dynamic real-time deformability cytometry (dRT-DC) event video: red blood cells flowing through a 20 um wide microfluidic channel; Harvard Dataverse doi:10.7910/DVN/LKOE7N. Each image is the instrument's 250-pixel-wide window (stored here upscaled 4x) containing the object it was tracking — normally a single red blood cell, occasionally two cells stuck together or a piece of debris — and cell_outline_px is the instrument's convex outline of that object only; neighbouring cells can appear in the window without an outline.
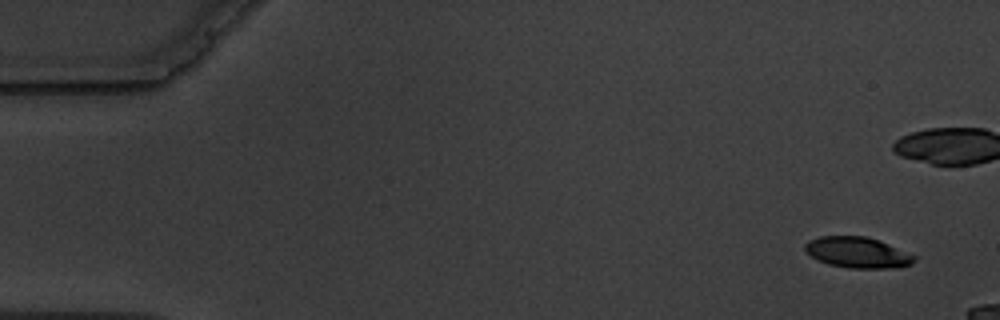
{"species": "common noctule bat (a hibernating species)", "species_latin": "Nyctalus noctula", "temperature_condition": "warm", "stored_images_in_passage": 4, "camera_frame_rate_fps": 3000, "um_per_image_px": 0.085, "animal": {"sex": "male", "body_mass_g": 19.5, "forearm_length_mm": 54.6}, "frame": {"image": 1, "passage_image": 1, "time_ms": 0.0, "image_size_px": [1000, 320], "cell_outline_px": [[916, 260], [912, 264], [888, 268], [848, 268], [828, 264], [812, 256], [804, 248], [804, 244], [808, 240], [820, 236], [864, 236], [888, 244], [916, 256]], "centroid_in_image_um": [72.87, 21.46], "position_along_channel_um": 12.1, "area_um2": 19.36}}